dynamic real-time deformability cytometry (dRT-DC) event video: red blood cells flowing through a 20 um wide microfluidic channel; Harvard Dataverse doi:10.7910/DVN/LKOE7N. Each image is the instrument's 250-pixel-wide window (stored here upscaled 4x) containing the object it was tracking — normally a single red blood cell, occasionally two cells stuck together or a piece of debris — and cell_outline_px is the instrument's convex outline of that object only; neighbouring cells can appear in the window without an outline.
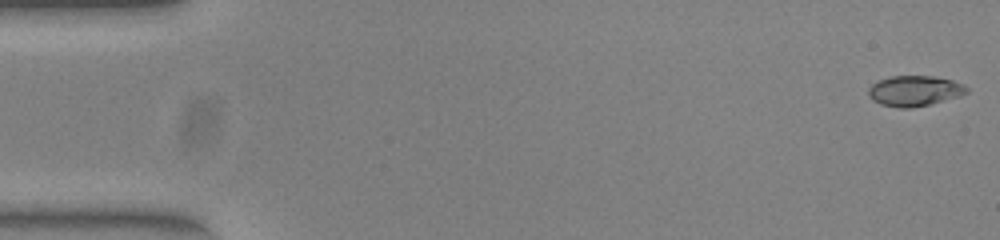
{"species": "common noctule bat (a hibernating species)", "species_latin": "Nyctalus noctula", "temperature_condition": "warm", "stored_images_in_passage": 52, "camera_frame_rate_fps": 3000, "um_per_image_px": 0.085, "animal": {"sex": "female", "body_mass_g": 23.0, "forearm_length_mm": 53.4}, "frame": {"image": 1, "passage_image": 1, "time_ms": 0.0, "image_size_px": [1000, 240], "cell_outline_px": [[968, 92], [960, 96], [912, 108], [900, 108], [880, 104], [872, 100], [868, 92], [868, 88], [872, 84], [880, 80], [892, 76], [932, 76], [952, 80], [964, 84], [968, 88]], "centroid_in_image_um": [77.74, 7.72], "position_along_channel_um": 7.3, "area_um2": 17.34}}
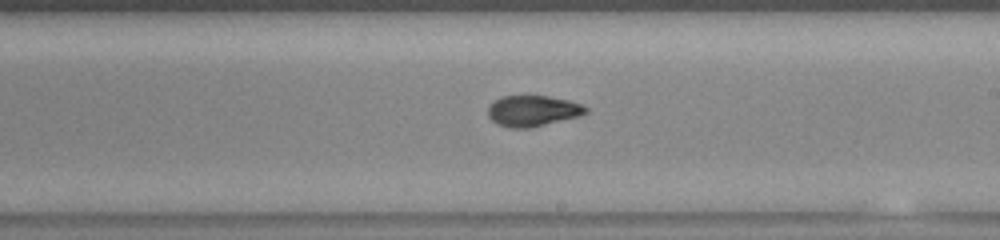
{"frame": {"image": 2, "passage_image": 30, "time_ms": 9.667, "image_size_px": [1000, 240], "cell_outline_px": [[588, 112], [580, 116], [528, 128], [512, 128], [496, 124], [488, 116], [488, 108], [500, 96], [548, 96], [568, 100], [580, 104], [588, 108]], "centroid_in_image_um": [45.28, 9.42], "position_along_channel_um": 243.7, "area_um2": 17.46}}
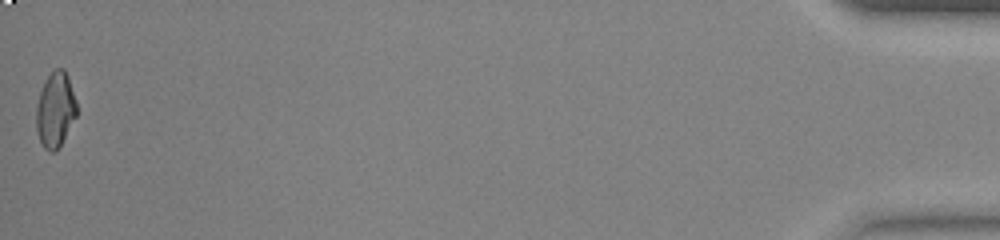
{"frame": {"image": 3, "passage_image": 52, "time_ms": 17.0, "image_size_px": [1000, 240], "cell_outline_px": [[76, 116], [60, 144], [52, 152], [48, 152], [44, 148], [40, 140], [36, 128], [36, 108], [40, 92], [48, 76], [56, 68], [64, 68], [68, 76], [76, 100]], "centroid_in_image_um": [4.7, 9.31], "position_along_channel_um": 430.5, "area_um2": 17.34}, "authors_computed_cell_mechanics": {"area_um2": 17.4845, "velocity_mm_per_s": 3.9376, "shape_relaxation_time_tau1_ms": 4.921, "shape_relaxation_time_tau2_ms": 1.3294, "deformation_change_tau1": 0.1913, "deformation_change_tau2": 0.0557}}